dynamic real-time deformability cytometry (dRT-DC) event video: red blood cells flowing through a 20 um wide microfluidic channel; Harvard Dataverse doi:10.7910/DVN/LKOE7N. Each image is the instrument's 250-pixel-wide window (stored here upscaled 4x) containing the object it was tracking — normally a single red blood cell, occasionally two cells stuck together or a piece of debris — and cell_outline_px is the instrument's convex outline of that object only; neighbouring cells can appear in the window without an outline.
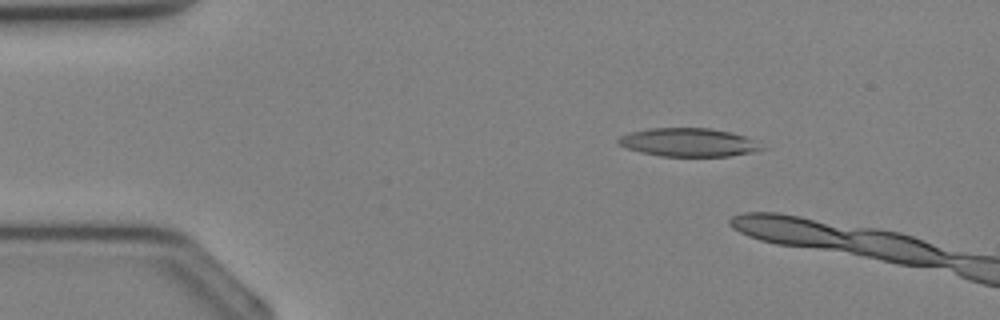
{"species": "Egyptian fruit bat (a non-hibernating species)", "species_latin": "Rousettus aegyptiacus", "temperature_condition": "cold", "stored_images_in_passage": 9, "camera_frame_rate_fps": 3000, "um_per_image_px": 0.085, "animal": {"sex": "female"}, "frame": {"image": 1, "passage_image": 6, "time_ms": 1.667, "image_size_px": [1000, 320], "cell_outline_px": [[768, 148], [756, 152], [728, 156], [660, 156], [640, 152], [628, 148], [620, 144], [616, 140], [620, 136], [632, 132], [648, 128], [712, 128], [732, 132], [744, 136]], "centroid_in_image_um": [58.57, 12.1], "position_along_channel_um": 26.4, "area_um2": 23.76}}